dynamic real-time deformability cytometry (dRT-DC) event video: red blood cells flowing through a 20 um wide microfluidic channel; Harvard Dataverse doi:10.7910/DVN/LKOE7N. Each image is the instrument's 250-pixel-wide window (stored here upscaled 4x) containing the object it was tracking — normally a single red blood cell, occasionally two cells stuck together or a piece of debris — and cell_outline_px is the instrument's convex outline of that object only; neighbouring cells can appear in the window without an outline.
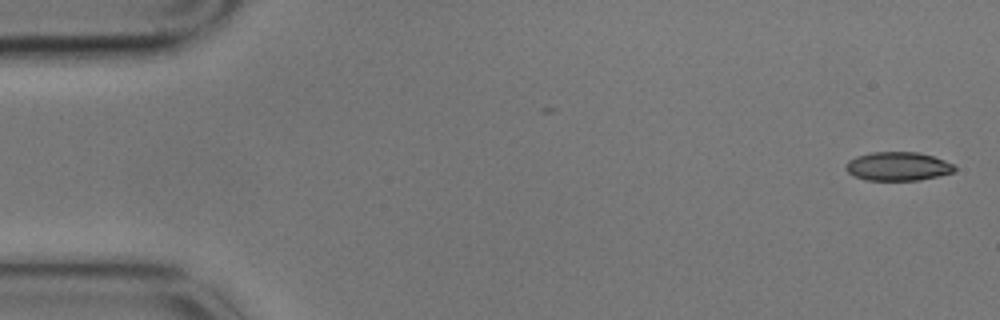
{"species": "common noctule bat (a hibernating species)", "species_latin": "Nyctalus noctula", "temperature_condition": "cold", "stored_images_in_passage": 5, "camera_frame_rate_fps": 3000, "um_per_image_px": 0.085, "animal": {"sex": "male", "body_mass_g": 17.9}, "frame": {"image": 1, "passage_image": 1, "time_ms": 0.0, "image_size_px": [1000, 320], "cell_outline_px": [[956, 172], [920, 180], [864, 180], [848, 172], [844, 168], [844, 164], [848, 160], [856, 156], [872, 152], [916, 152], [932, 156], [944, 160], [952, 164], [956, 168]], "centroid_in_image_um": [76.3, 14.14], "position_along_channel_um": 8.7, "area_um2": 18.26}}
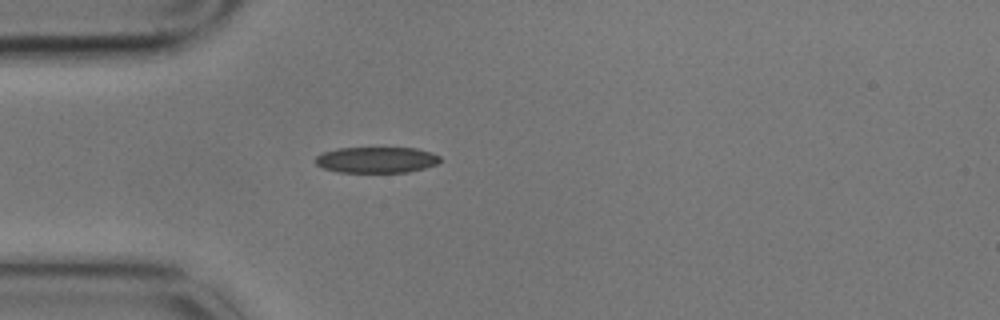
{"frame": {"image": 2, "passage_image": 5, "time_ms": 1.333, "image_size_px": [1000, 320], "cell_outline_px": [[444, 160], [436, 164], [424, 168], [408, 172], [336, 172], [324, 168], [316, 164], [312, 160], [316, 156], [324, 152], [340, 148], [416, 148], [432, 152], [440, 156]], "centroid_in_image_um": [32.02, 13.59], "position_along_channel_um": 53.0, "area_um2": 19.02}}